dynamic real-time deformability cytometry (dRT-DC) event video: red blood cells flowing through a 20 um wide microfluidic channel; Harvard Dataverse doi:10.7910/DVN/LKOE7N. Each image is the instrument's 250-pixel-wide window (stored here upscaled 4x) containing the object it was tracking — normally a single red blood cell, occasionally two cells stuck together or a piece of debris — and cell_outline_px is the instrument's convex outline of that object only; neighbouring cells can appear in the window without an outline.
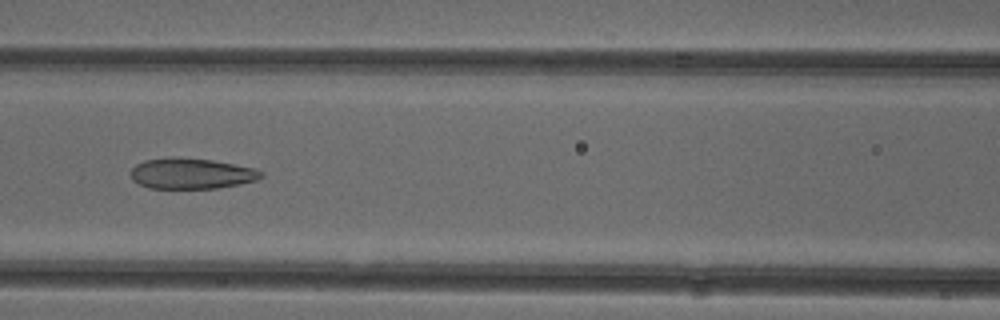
{"species": "common noctule bat (a hibernating species)", "species_latin": "Nyctalus noctula", "temperature_condition": "cold", "stored_images_in_passage": 52, "camera_frame_rate_fps": 3000, "um_per_image_px": 0.085, "animal": {"sex": "female"}, "frame": {"image": 1, "passage_image": 23, "time_ms": 7.333, "image_size_px": [1000, 320], "cell_outline_px": [[264, 176], [256, 180], [240, 184], [216, 188], [148, 188], [132, 180], [132, 168], [136, 164], [144, 160], [172, 156], [176, 156], [212, 160], [256, 168]], "centroid_in_image_um": [16.26, 14.73], "position_along_channel_um": 150.3, "area_um2": 23.41}}
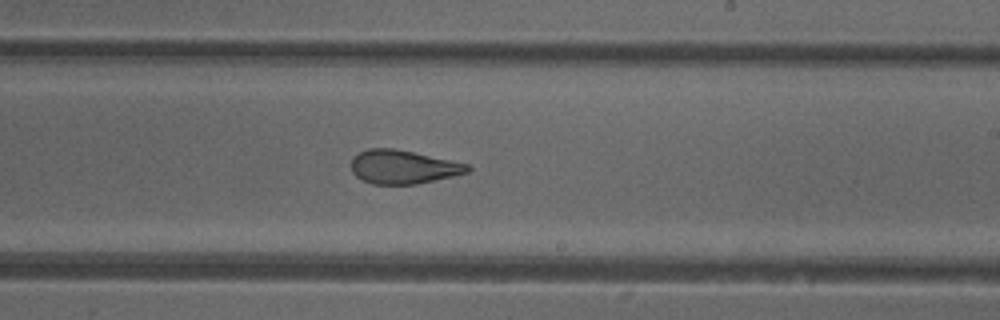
{"frame": {"image": 2, "passage_image": 31, "time_ms": 10.0, "image_size_px": [1000, 320], "cell_outline_px": [[472, 168], [468, 172], [452, 176], [416, 184], [372, 184], [356, 176], [352, 172], [352, 156], [368, 148], [392, 148], [412, 152], [468, 164]], "centroid_in_image_um": [34.24, 14.19], "position_along_channel_um": 254.8, "area_um2": 22.54}}
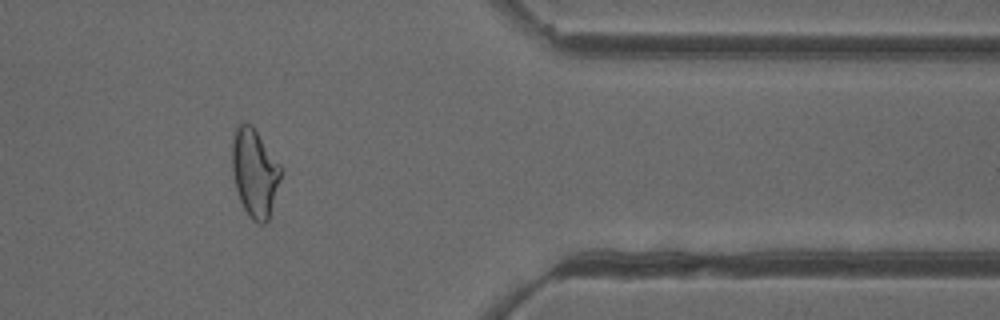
{"frame": {"image": 3, "passage_image": 43, "time_ms": 14.0, "image_size_px": [1000, 320], "cell_outline_px": [[280, 176], [268, 220], [264, 224], [260, 224], [252, 220], [248, 216], [240, 200], [236, 188], [232, 168], [232, 140], [236, 128], [240, 124], [252, 124], [280, 164]], "centroid_in_image_um": [21.63, 14.68], "position_along_channel_um": 389.8, "area_um2": 24.57}, "authors_computed_cell_mechanics": {"area_um2": 26.0678, "velocity_mm_per_s": 3.9252, "shape_relaxation_time_tau1_ms": 6.8912, "shape_relaxation_time_tau2_ms": 1.2456, "deformation_change_tau1": 0.1887, "deformation_change_tau2": 0.0885}}